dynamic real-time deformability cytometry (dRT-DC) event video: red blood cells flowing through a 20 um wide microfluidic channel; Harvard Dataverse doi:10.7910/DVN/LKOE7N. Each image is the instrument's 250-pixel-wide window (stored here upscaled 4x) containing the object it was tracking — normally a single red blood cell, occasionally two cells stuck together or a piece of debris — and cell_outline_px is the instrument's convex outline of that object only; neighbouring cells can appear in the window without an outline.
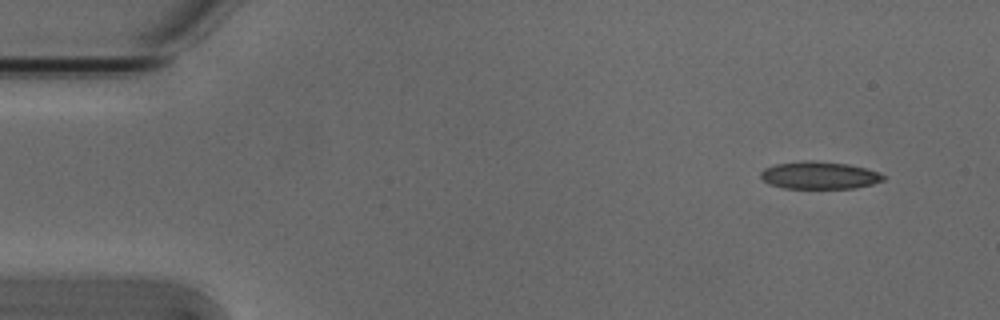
{"species": "Egyptian fruit bat (a non-hibernating species)", "species_latin": "Rousettus aegyptiacus", "temperature_condition": "cold", "stored_images_in_passage": 4, "camera_frame_rate_fps": 3000, "um_per_image_px": 0.085, "animal": {"sex": "male"}, "frame": {"image": 1, "passage_image": 1, "time_ms": 0.0, "image_size_px": [1000, 320], "cell_outline_px": [[888, 176], [884, 180], [872, 184], [856, 188], [784, 188], [768, 184], [760, 176], [760, 172], [764, 168], [776, 164], [804, 160], [812, 160], [848, 164], [864, 168]], "centroid_in_image_um": [69.63, 14.9], "position_along_channel_um": 15.4, "area_um2": 19.65}}